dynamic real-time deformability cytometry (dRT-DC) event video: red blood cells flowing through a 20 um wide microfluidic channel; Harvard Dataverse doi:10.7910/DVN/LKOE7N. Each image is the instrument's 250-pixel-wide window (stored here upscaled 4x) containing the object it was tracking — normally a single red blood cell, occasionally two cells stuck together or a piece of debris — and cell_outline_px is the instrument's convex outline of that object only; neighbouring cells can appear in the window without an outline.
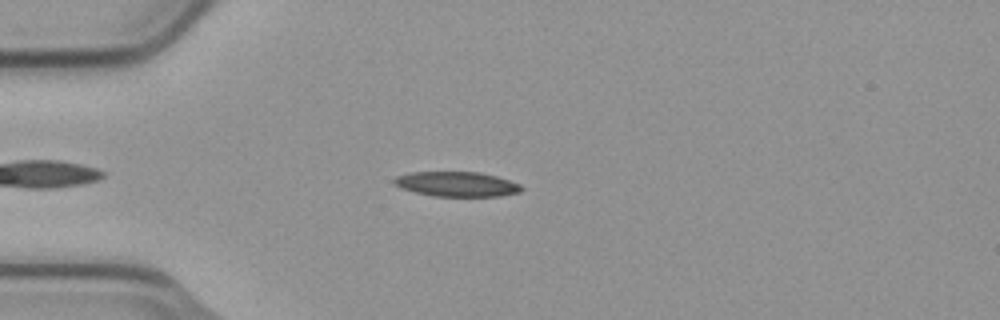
{"species": "common noctule bat (a hibernating species)", "species_latin": "Nyctalus noctula", "temperature_condition": "cold", "stored_images_in_passage": 35, "camera_frame_rate_fps": 3000, "um_per_image_px": 0.085, "animal": {"sex": "male", "body_mass_g": 23.1, "forearm_length_mm": 52.7}, "frame": {"image": 1, "passage_image": 2, "time_ms": 0.333, "image_size_px": [1000, 320], "cell_outline_px": [[524, 188], [520, 192], [500, 196], [436, 196], [416, 192], [400, 188], [392, 180], [396, 176], [412, 172], [480, 172], [496, 176], [520, 184]], "centroid_in_image_um": [38.84, 15.65], "position_along_channel_um": 46.2, "area_um2": 18.32}}
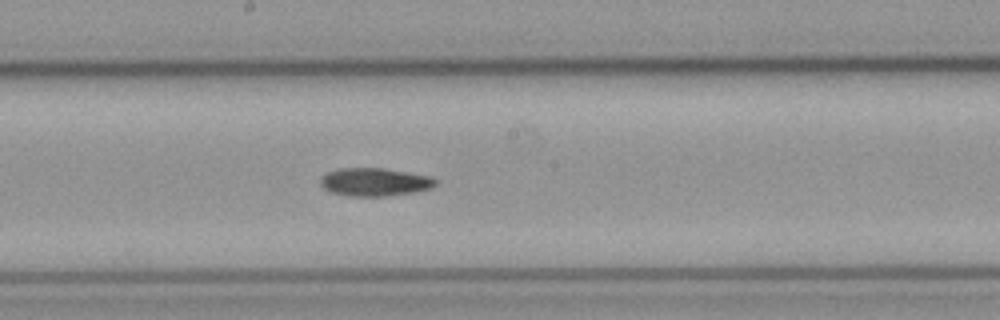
{"frame": {"image": 2, "passage_image": 17, "time_ms": 5.333, "image_size_px": [1000, 320], "cell_outline_px": [[436, 184], [432, 188], [416, 192], [388, 196], [352, 196], [332, 192], [324, 188], [320, 184], [320, 176], [336, 168], [384, 168], [432, 176], [436, 180]], "centroid_in_image_um": [31.86, 15.46], "position_along_channel_um": 216.3, "area_um2": 19.02}}
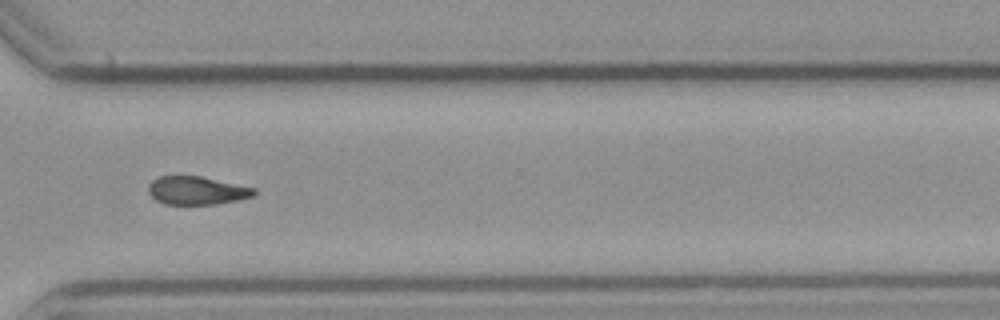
{"frame": {"image": 3, "passage_image": 28, "time_ms": 9.0, "image_size_px": [1000, 320], "cell_outline_px": [[256, 196], [216, 204], [164, 204], [156, 200], [148, 192], [148, 184], [156, 176], [200, 176], [256, 188]], "centroid_in_image_um": [16.72, 16.19], "position_along_channel_um": 353.9, "area_um2": 17.46}}